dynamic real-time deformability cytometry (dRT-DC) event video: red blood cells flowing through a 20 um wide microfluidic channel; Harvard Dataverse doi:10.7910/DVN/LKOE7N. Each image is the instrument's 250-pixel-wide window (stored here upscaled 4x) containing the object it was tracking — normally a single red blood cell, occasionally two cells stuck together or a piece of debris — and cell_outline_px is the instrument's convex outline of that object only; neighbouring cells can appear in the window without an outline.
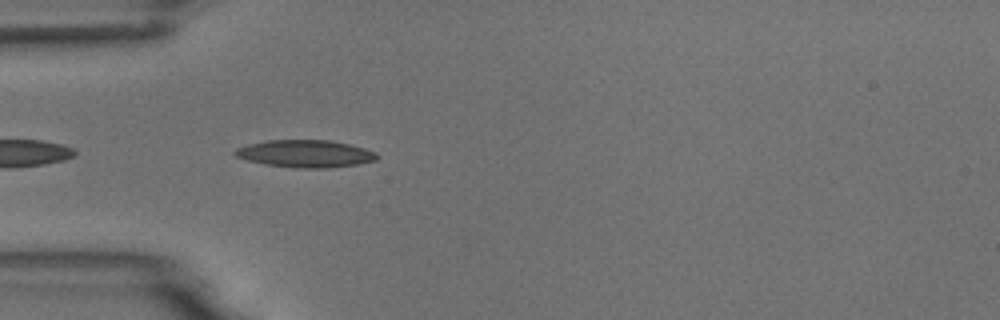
{"species": "common noctule bat (a hibernating species)", "species_latin": "Nyctalus noctula", "temperature_condition": "room temperature", "stored_images_in_passage": 4, "camera_frame_rate_fps": 3000, "um_per_image_px": 0.085, "animal": {"sex": "male", "body_mass_g": 18.8}, "frame": {"image": 1, "passage_image": 4, "time_ms": 3.667, "image_size_px": [1000, 320], "cell_outline_px": [[380, 156], [376, 160], [356, 164], [328, 168], [296, 168], [264, 164], [248, 160], [236, 156], [232, 152], [236, 148], [248, 144], [268, 140], [328, 140], [348, 144], [364, 148], [376, 152]], "centroid_in_image_um": [25.95, 13.06], "position_along_channel_um": 59.1, "area_um2": 22.6}}